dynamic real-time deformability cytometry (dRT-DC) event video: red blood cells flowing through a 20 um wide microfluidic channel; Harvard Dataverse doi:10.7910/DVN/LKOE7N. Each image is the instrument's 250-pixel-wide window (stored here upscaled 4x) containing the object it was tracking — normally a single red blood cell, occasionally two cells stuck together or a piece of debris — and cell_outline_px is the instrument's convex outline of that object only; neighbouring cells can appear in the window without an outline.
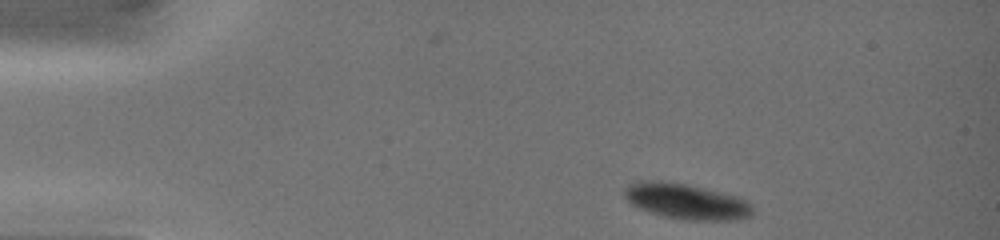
{"species": "common noctule bat (a hibernating species)", "species_latin": "Nyctalus noctula", "temperature_condition": "warm", "stored_images_in_passage": 40, "camera_frame_rate_fps": 3000, "um_per_image_px": 0.085, "animal": {"sex": "female", "body_mass_g": 19.0, "forearm_length_mm": 51.5}, "frame": {"image": 1, "passage_image": 1, "time_ms": 0.0, "image_size_px": [1000, 240], "cell_outline_px": [[752, 216], [736, 220], [684, 220], [664, 216], [640, 208], [632, 204], [624, 196], [624, 188], [628, 184], [640, 180], [660, 180], [688, 184], [740, 196], [752, 208]], "centroid_in_image_um": [58.33, 17.1], "position_along_channel_um": 26.7, "area_um2": 26.7}}
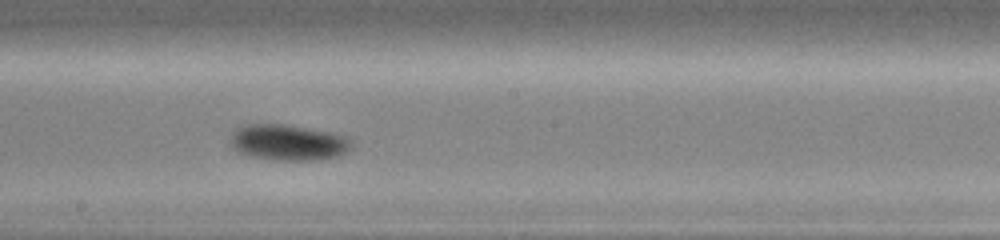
{"frame": {"image": 2, "passage_image": 19, "time_ms": 6.667, "image_size_px": [1000, 240], "cell_outline_px": [[352, 148], [336, 156], [312, 160], [272, 160], [252, 156], [236, 152], [232, 148], [232, 136], [236, 128], [244, 124], [288, 124], [332, 132], [348, 136], [352, 140]], "centroid_in_image_um": [24.51, 12.09], "position_along_channel_um": 223.7, "area_um2": 25.49}}
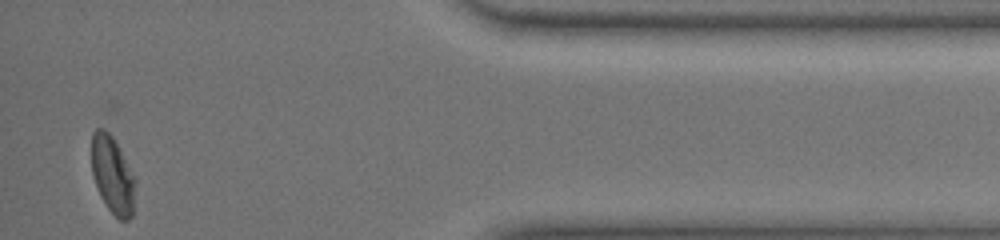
{"frame": {"image": 3, "passage_image": 37, "time_ms": 12.333, "image_size_px": [1000, 240], "cell_outline_px": [[136, 180], [132, 216], [128, 220], [120, 220], [108, 208], [100, 196], [92, 172], [92, 132], [96, 128], [104, 128], [112, 136]], "centroid_in_image_um": [9.56, 14.88], "position_along_channel_um": 425.6, "area_um2": 19.42}, "authors_computed_cell_mechanics": {"area_um2": 24.8829, "velocity_mm_per_s": 4.1688, "shape_relaxation_time_tau1_ms": 1.2928, "shape_relaxation_time_tau2_ms": null, "deformation_change_tau1": 0.0741, "deformation_change_tau2": null}}